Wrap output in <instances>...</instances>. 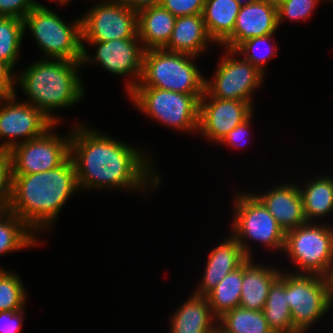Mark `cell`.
<instances>
[{"label": "cell", "instance_id": "obj_1", "mask_svg": "<svg viewBox=\"0 0 333 333\" xmlns=\"http://www.w3.org/2000/svg\"><path fill=\"white\" fill-rule=\"evenodd\" d=\"M74 128L70 157L80 190L123 187L143 191L159 186L160 176L154 174L152 161L146 153L82 124Z\"/></svg>", "mask_w": 333, "mask_h": 333}, {"label": "cell", "instance_id": "obj_2", "mask_svg": "<svg viewBox=\"0 0 333 333\" xmlns=\"http://www.w3.org/2000/svg\"><path fill=\"white\" fill-rule=\"evenodd\" d=\"M79 190L74 162L69 157L55 169L12 175L9 211L36 234L52 228L62 207Z\"/></svg>", "mask_w": 333, "mask_h": 333}, {"label": "cell", "instance_id": "obj_3", "mask_svg": "<svg viewBox=\"0 0 333 333\" xmlns=\"http://www.w3.org/2000/svg\"><path fill=\"white\" fill-rule=\"evenodd\" d=\"M81 65V61L44 58L15 75V85L30 99L26 102L58 124L61 120L54 116L53 110L75 105L85 94V86L78 77Z\"/></svg>", "mask_w": 333, "mask_h": 333}, {"label": "cell", "instance_id": "obj_4", "mask_svg": "<svg viewBox=\"0 0 333 333\" xmlns=\"http://www.w3.org/2000/svg\"><path fill=\"white\" fill-rule=\"evenodd\" d=\"M192 55L149 49L144 51L142 74L135 87H155L183 94H204L205 77Z\"/></svg>", "mask_w": 333, "mask_h": 333}, {"label": "cell", "instance_id": "obj_5", "mask_svg": "<svg viewBox=\"0 0 333 333\" xmlns=\"http://www.w3.org/2000/svg\"><path fill=\"white\" fill-rule=\"evenodd\" d=\"M128 95L140 111L155 121L184 132L198 131L200 99L204 94L135 87Z\"/></svg>", "mask_w": 333, "mask_h": 333}, {"label": "cell", "instance_id": "obj_6", "mask_svg": "<svg viewBox=\"0 0 333 333\" xmlns=\"http://www.w3.org/2000/svg\"><path fill=\"white\" fill-rule=\"evenodd\" d=\"M23 20L47 59L82 61L81 18L68 25L48 7L36 6Z\"/></svg>", "mask_w": 333, "mask_h": 333}, {"label": "cell", "instance_id": "obj_7", "mask_svg": "<svg viewBox=\"0 0 333 333\" xmlns=\"http://www.w3.org/2000/svg\"><path fill=\"white\" fill-rule=\"evenodd\" d=\"M235 200L232 235L241 245L247 258H252L250 245L245 240L259 241L270 249H284L285 231L252 193L239 192ZM247 238V239H246Z\"/></svg>", "mask_w": 333, "mask_h": 333}, {"label": "cell", "instance_id": "obj_8", "mask_svg": "<svg viewBox=\"0 0 333 333\" xmlns=\"http://www.w3.org/2000/svg\"><path fill=\"white\" fill-rule=\"evenodd\" d=\"M284 253L300 274L325 277L333 265V227L307 222L285 232Z\"/></svg>", "mask_w": 333, "mask_h": 333}, {"label": "cell", "instance_id": "obj_9", "mask_svg": "<svg viewBox=\"0 0 333 333\" xmlns=\"http://www.w3.org/2000/svg\"><path fill=\"white\" fill-rule=\"evenodd\" d=\"M287 271V303L293 328L306 331L330 310L326 278Z\"/></svg>", "mask_w": 333, "mask_h": 333}, {"label": "cell", "instance_id": "obj_10", "mask_svg": "<svg viewBox=\"0 0 333 333\" xmlns=\"http://www.w3.org/2000/svg\"><path fill=\"white\" fill-rule=\"evenodd\" d=\"M55 125L43 135L19 142L7 152L11 159L12 175L52 170L70 157L71 134L61 137L52 131Z\"/></svg>", "mask_w": 333, "mask_h": 333}, {"label": "cell", "instance_id": "obj_11", "mask_svg": "<svg viewBox=\"0 0 333 333\" xmlns=\"http://www.w3.org/2000/svg\"><path fill=\"white\" fill-rule=\"evenodd\" d=\"M213 81L205 78V92L221 100H238L252 103V94L263 83L264 73L244 58L234 56L236 51L226 49ZM236 58V59H235Z\"/></svg>", "mask_w": 333, "mask_h": 333}, {"label": "cell", "instance_id": "obj_12", "mask_svg": "<svg viewBox=\"0 0 333 333\" xmlns=\"http://www.w3.org/2000/svg\"><path fill=\"white\" fill-rule=\"evenodd\" d=\"M100 3L81 17V41L107 42L132 39L138 35L136 11L121 0Z\"/></svg>", "mask_w": 333, "mask_h": 333}, {"label": "cell", "instance_id": "obj_13", "mask_svg": "<svg viewBox=\"0 0 333 333\" xmlns=\"http://www.w3.org/2000/svg\"><path fill=\"white\" fill-rule=\"evenodd\" d=\"M84 42L96 46V55H89ZM82 64L98 62L104 70L120 76L131 75L134 79L127 82L130 93L139 83L142 74L144 48L138 35L132 39H115L107 42L82 41ZM92 56V57H90Z\"/></svg>", "mask_w": 333, "mask_h": 333}, {"label": "cell", "instance_id": "obj_14", "mask_svg": "<svg viewBox=\"0 0 333 333\" xmlns=\"http://www.w3.org/2000/svg\"><path fill=\"white\" fill-rule=\"evenodd\" d=\"M16 91L4 98L0 106V137L7 138L0 145L2 152H8L19 143L18 137L26 142L43 135L55 123L42 111L28 102H16ZM4 105V106H3Z\"/></svg>", "mask_w": 333, "mask_h": 333}, {"label": "cell", "instance_id": "obj_15", "mask_svg": "<svg viewBox=\"0 0 333 333\" xmlns=\"http://www.w3.org/2000/svg\"><path fill=\"white\" fill-rule=\"evenodd\" d=\"M253 104L238 100H221L206 92L200 99L199 127L204 138L219 143L227 133L253 115Z\"/></svg>", "mask_w": 333, "mask_h": 333}, {"label": "cell", "instance_id": "obj_16", "mask_svg": "<svg viewBox=\"0 0 333 333\" xmlns=\"http://www.w3.org/2000/svg\"><path fill=\"white\" fill-rule=\"evenodd\" d=\"M278 27L276 2L257 0L240 7L233 34L222 46L235 51L243 42L253 37L275 34Z\"/></svg>", "mask_w": 333, "mask_h": 333}, {"label": "cell", "instance_id": "obj_17", "mask_svg": "<svg viewBox=\"0 0 333 333\" xmlns=\"http://www.w3.org/2000/svg\"><path fill=\"white\" fill-rule=\"evenodd\" d=\"M290 183L280 184L264 194H254L285 232L307 223L299 187Z\"/></svg>", "mask_w": 333, "mask_h": 333}, {"label": "cell", "instance_id": "obj_18", "mask_svg": "<svg viewBox=\"0 0 333 333\" xmlns=\"http://www.w3.org/2000/svg\"><path fill=\"white\" fill-rule=\"evenodd\" d=\"M248 258L233 235L210 251L200 287L194 294L206 296L229 273L239 268Z\"/></svg>", "mask_w": 333, "mask_h": 333}, {"label": "cell", "instance_id": "obj_19", "mask_svg": "<svg viewBox=\"0 0 333 333\" xmlns=\"http://www.w3.org/2000/svg\"><path fill=\"white\" fill-rule=\"evenodd\" d=\"M252 259L248 258L242 264L240 307L247 310H263L270 286L282 271L256 264Z\"/></svg>", "mask_w": 333, "mask_h": 333}, {"label": "cell", "instance_id": "obj_20", "mask_svg": "<svg viewBox=\"0 0 333 333\" xmlns=\"http://www.w3.org/2000/svg\"><path fill=\"white\" fill-rule=\"evenodd\" d=\"M172 315L170 333L218 332V325H215L218 319L213 315L206 296L193 293Z\"/></svg>", "mask_w": 333, "mask_h": 333}, {"label": "cell", "instance_id": "obj_21", "mask_svg": "<svg viewBox=\"0 0 333 333\" xmlns=\"http://www.w3.org/2000/svg\"><path fill=\"white\" fill-rule=\"evenodd\" d=\"M211 42L202 14L187 15L176 18L170 41L164 49L199 57Z\"/></svg>", "mask_w": 333, "mask_h": 333}, {"label": "cell", "instance_id": "obj_22", "mask_svg": "<svg viewBox=\"0 0 333 333\" xmlns=\"http://www.w3.org/2000/svg\"><path fill=\"white\" fill-rule=\"evenodd\" d=\"M176 17L162 5L137 13L138 37L144 50L163 49L170 41Z\"/></svg>", "mask_w": 333, "mask_h": 333}, {"label": "cell", "instance_id": "obj_23", "mask_svg": "<svg viewBox=\"0 0 333 333\" xmlns=\"http://www.w3.org/2000/svg\"><path fill=\"white\" fill-rule=\"evenodd\" d=\"M241 5L236 0H205L203 20L214 44H222L233 34Z\"/></svg>", "mask_w": 333, "mask_h": 333}, {"label": "cell", "instance_id": "obj_24", "mask_svg": "<svg viewBox=\"0 0 333 333\" xmlns=\"http://www.w3.org/2000/svg\"><path fill=\"white\" fill-rule=\"evenodd\" d=\"M263 313L274 333H298L292 324V315L287 303V273L283 270L270 286Z\"/></svg>", "mask_w": 333, "mask_h": 333}, {"label": "cell", "instance_id": "obj_25", "mask_svg": "<svg viewBox=\"0 0 333 333\" xmlns=\"http://www.w3.org/2000/svg\"><path fill=\"white\" fill-rule=\"evenodd\" d=\"M304 187H299L304 216L307 222L324 217L333 211V178L329 176L310 179Z\"/></svg>", "mask_w": 333, "mask_h": 333}, {"label": "cell", "instance_id": "obj_26", "mask_svg": "<svg viewBox=\"0 0 333 333\" xmlns=\"http://www.w3.org/2000/svg\"><path fill=\"white\" fill-rule=\"evenodd\" d=\"M37 236L18 216L10 211L0 213V255L36 246Z\"/></svg>", "mask_w": 333, "mask_h": 333}, {"label": "cell", "instance_id": "obj_27", "mask_svg": "<svg viewBox=\"0 0 333 333\" xmlns=\"http://www.w3.org/2000/svg\"><path fill=\"white\" fill-rule=\"evenodd\" d=\"M242 265L227 274L207 295L213 315L219 319L226 312L240 306Z\"/></svg>", "mask_w": 333, "mask_h": 333}, {"label": "cell", "instance_id": "obj_28", "mask_svg": "<svg viewBox=\"0 0 333 333\" xmlns=\"http://www.w3.org/2000/svg\"><path fill=\"white\" fill-rule=\"evenodd\" d=\"M217 325L218 333H274L263 310H247L240 306L226 312Z\"/></svg>", "mask_w": 333, "mask_h": 333}, {"label": "cell", "instance_id": "obj_29", "mask_svg": "<svg viewBox=\"0 0 333 333\" xmlns=\"http://www.w3.org/2000/svg\"><path fill=\"white\" fill-rule=\"evenodd\" d=\"M24 32L23 19L0 16V60L13 70L18 61Z\"/></svg>", "mask_w": 333, "mask_h": 333}, {"label": "cell", "instance_id": "obj_30", "mask_svg": "<svg viewBox=\"0 0 333 333\" xmlns=\"http://www.w3.org/2000/svg\"><path fill=\"white\" fill-rule=\"evenodd\" d=\"M26 290L22 280L14 272L0 273V311H19L26 305Z\"/></svg>", "mask_w": 333, "mask_h": 333}, {"label": "cell", "instance_id": "obj_31", "mask_svg": "<svg viewBox=\"0 0 333 333\" xmlns=\"http://www.w3.org/2000/svg\"><path fill=\"white\" fill-rule=\"evenodd\" d=\"M274 34H269L265 36L260 37H253L252 39L246 40L243 42L235 51L237 55L243 54L242 57L248 62H250L253 66L257 67L262 73H265L264 68L265 63L268 62V59L273 58L276 55L277 47L274 45H269V40L274 38ZM264 44L267 47V52L260 53H252L251 51H254L256 48L259 49L260 46H264ZM264 46V47H266ZM265 50V49H264ZM251 52V53H250Z\"/></svg>", "mask_w": 333, "mask_h": 333}, {"label": "cell", "instance_id": "obj_32", "mask_svg": "<svg viewBox=\"0 0 333 333\" xmlns=\"http://www.w3.org/2000/svg\"><path fill=\"white\" fill-rule=\"evenodd\" d=\"M320 0H279L277 5L278 25L284 18L289 20H305L311 16Z\"/></svg>", "mask_w": 333, "mask_h": 333}, {"label": "cell", "instance_id": "obj_33", "mask_svg": "<svg viewBox=\"0 0 333 333\" xmlns=\"http://www.w3.org/2000/svg\"><path fill=\"white\" fill-rule=\"evenodd\" d=\"M12 186L11 159L7 152L0 154V213L9 211Z\"/></svg>", "mask_w": 333, "mask_h": 333}, {"label": "cell", "instance_id": "obj_34", "mask_svg": "<svg viewBox=\"0 0 333 333\" xmlns=\"http://www.w3.org/2000/svg\"><path fill=\"white\" fill-rule=\"evenodd\" d=\"M205 0H162L161 5L177 17L202 14Z\"/></svg>", "mask_w": 333, "mask_h": 333}, {"label": "cell", "instance_id": "obj_35", "mask_svg": "<svg viewBox=\"0 0 333 333\" xmlns=\"http://www.w3.org/2000/svg\"><path fill=\"white\" fill-rule=\"evenodd\" d=\"M36 6H44L36 0H0V16L24 19Z\"/></svg>", "mask_w": 333, "mask_h": 333}, {"label": "cell", "instance_id": "obj_36", "mask_svg": "<svg viewBox=\"0 0 333 333\" xmlns=\"http://www.w3.org/2000/svg\"><path fill=\"white\" fill-rule=\"evenodd\" d=\"M25 308L19 311H0V333H19Z\"/></svg>", "mask_w": 333, "mask_h": 333}, {"label": "cell", "instance_id": "obj_37", "mask_svg": "<svg viewBox=\"0 0 333 333\" xmlns=\"http://www.w3.org/2000/svg\"><path fill=\"white\" fill-rule=\"evenodd\" d=\"M251 117L252 115L247 120L237 125L229 133H227L226 136L219 143L234 146L235 148H240V143L243 139H245V135L249 133V130L247 129L250 128Z\"/></svg>", "mask_w": 333, "mask_h": 333}, {"label": "cell", "instance_id": "obj_38", "mask_svg": "<svg viewBox=\"0 0 333 333\" xmlns=\"http://www.w3.org/2000/svg\"><path fill=\"white\" fill-rule=\"evenodd\" d=\"M14 70L4 61L0 60V90L6 95L15 92V75Z\"/></svg>", "mask_w": 333, "mask_h": 333}, {"label": "cell", "instance_id": "obj_39", "mask_svg": "<svg viewBox=\"0 0 333 333\" xmlns=\"http://www.w3.org/2000/svg\"><path fill=\"white\" fill-rule=\"evenodd\" d=\"M127 7L137 13L143 9L161 5L162 0H121Z\"/></svg>", "mask_w": 333, "mask_h": 333}, {"label": "cell", "instance_id": "obj_40", "mask_svg": "<svg viewBox=\"0 0 333 333\" xmlns=\"http://www.w3.org/2000/svg\"><path fill=\"white\" fill-rule=\"evenodd\" d=\"M327 281V287H328V299H329V305L330 308L333 306V265L330 267V269L327 272V275L325 276Z\"/></svg>", "mask_w": 333, "mask_h": 333}, {"label": "cell", "instance_id": "obj_41", "mask_svg": "<svg viewBox=\"0 0 333 333\" xmlns=\"http://www.w3.org/2000/svg\"><path fill=\"white\" fill-rule=\"evenodd\" d=\"M241 6L250 4L252 2H255L257 0H236Z\"/></svg>", "mask_w": 333, "mask_h": 333}, {"label": "cell", "instance_id": "obj_42", "mask_svg": "<svg viewBox=\"0 0 333 333\" xmlns=\"http://www.w3.org/2000/svg\"><path fill=\"white\" fill-rule=\"evenodd\" d=\"M6 96H7V95H6L2 90H0V103H1V101L4 100V98H5Z\"/></svg>", "mask_w": 333, "mask_h": 333}, {"label": "cell", "instance_id": "obj_43", "mask_svg": "<svg viewBox=\"0 0 333 333\" xmlns=\"http://www.w3.org/2000/svg\"><path fill=\"white\" fill-rule=\"evenodd\" d=\"M53 1H57L58 3L64 5L67 4L68 2H70V0H53Z\"/></svg>", "mask_w": 333, "mask_h": 333}]
</instances>
